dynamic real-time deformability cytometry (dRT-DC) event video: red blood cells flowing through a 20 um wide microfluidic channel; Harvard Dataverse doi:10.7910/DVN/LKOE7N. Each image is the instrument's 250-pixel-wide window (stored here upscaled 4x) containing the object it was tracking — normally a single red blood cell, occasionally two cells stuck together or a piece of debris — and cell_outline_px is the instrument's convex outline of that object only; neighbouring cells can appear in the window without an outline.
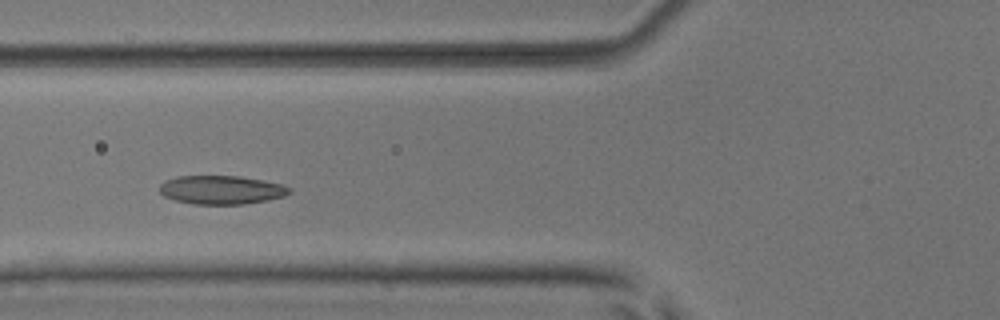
{"species": "common noctule bat (a hibernating species)", "species_latin": "Nyctalus noctula", "temperature_condition": "room temperature", "stored_images_in_passage": 4, "camera_frame_rate_fps": 3000, "um_per_image_px": 0.085, "animal": {"sex": "male", "body_mass_g": 17.9, "forearm_length_mm": 54.2}, "frame": {"image": 1, "passage_image": 4, "time_ms": 3.333, "image_size_px": [1000, 320], "cell_outline_px": [[292, 192], [284, 196], [268, 200], [244, 204], [192, 204], [176, 200], [164, 196], [160, 192], [160, 184], [164, 180], [176, 176], [240, 176], [264, 180], [280, 184], [292, 188]], "centroid_in_image_um": [18.82, 16.13], "position_along_channel_um": 107.0, "area_um2": 21.79}}